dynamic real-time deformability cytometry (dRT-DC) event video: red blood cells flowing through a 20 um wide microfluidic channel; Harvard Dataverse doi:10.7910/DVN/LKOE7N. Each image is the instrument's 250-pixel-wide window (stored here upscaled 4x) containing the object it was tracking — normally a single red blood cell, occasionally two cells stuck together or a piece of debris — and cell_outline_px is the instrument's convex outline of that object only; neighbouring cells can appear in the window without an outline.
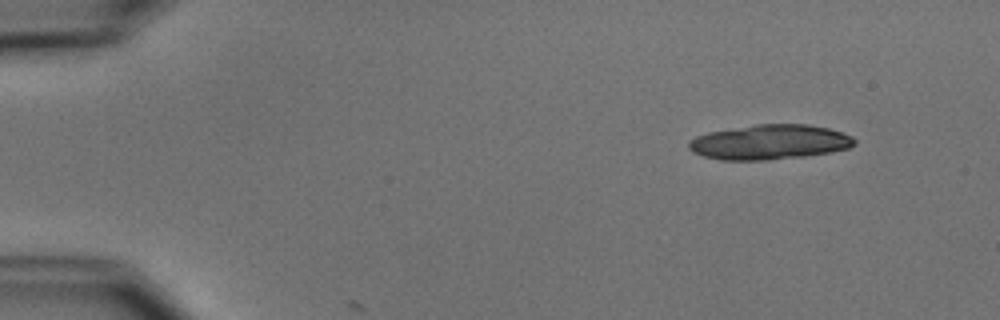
{"species": "common noctule bat (a hibernating species)", "species_latin": "Nyctalus noctula", "temperature_condition": "cold", "stored_images_in_passage": 3, "camera_frame_rate_fps": 3000, "um_per_image_px": 0.085, "animal": {"sex": "male", "body_mass_g": 15.6}, "frame": {"image": 1, "passage_image": 1, "time_ms": 0.0, "image_size_px": [1000, 320], "cell_outline_px": [[856, 144], [848, 148], [828, 152], [804, 156], [768, 160], [720, 160], [704, 156], [692, 152], [688, 148], [688, 140], [696, 136], [708, 132], [756, 124], [808, 124], [828, 128], [852, 136], [856, 140]], "centroid_in_image_um": [65.38, 12.08], "position_along_channel_um": 19.6, "area_um2": 33.7}}